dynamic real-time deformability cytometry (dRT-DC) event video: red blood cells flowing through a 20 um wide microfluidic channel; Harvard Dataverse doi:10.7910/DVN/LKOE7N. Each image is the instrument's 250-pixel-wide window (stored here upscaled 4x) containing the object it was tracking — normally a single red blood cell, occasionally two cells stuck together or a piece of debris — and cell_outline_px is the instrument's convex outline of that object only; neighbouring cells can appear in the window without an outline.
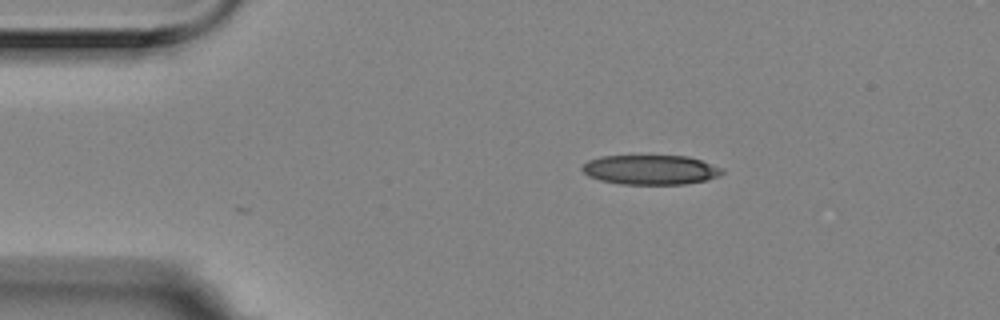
{"species": "Egyptian fruit bat (a non-hibernating species)", "species_latin": "Rousettus aegyptiacus", "temperature_condition": "room temperature", "stored_images_in_passage": 2, "camera_frame_rate_fps": 3000, "um_per_image_px": 0.085, "animal": {"sex": "female"}, "frame": {"image": 1, "passage_image": 1, "time_ms": 0.0, "image_size_px": [1000, 320], "cell_outline_px": [[724, 172], [708, 180], [684, 184], [620, 184], [600, 180], [588, 176], [580, 168], [588, 160], [600, 156], [688, 156], [724, 168]], "centroid_in_image_um": [55.29, 14.43], "position_along_channel_um": 29.7, "area_um2": 24.16}}